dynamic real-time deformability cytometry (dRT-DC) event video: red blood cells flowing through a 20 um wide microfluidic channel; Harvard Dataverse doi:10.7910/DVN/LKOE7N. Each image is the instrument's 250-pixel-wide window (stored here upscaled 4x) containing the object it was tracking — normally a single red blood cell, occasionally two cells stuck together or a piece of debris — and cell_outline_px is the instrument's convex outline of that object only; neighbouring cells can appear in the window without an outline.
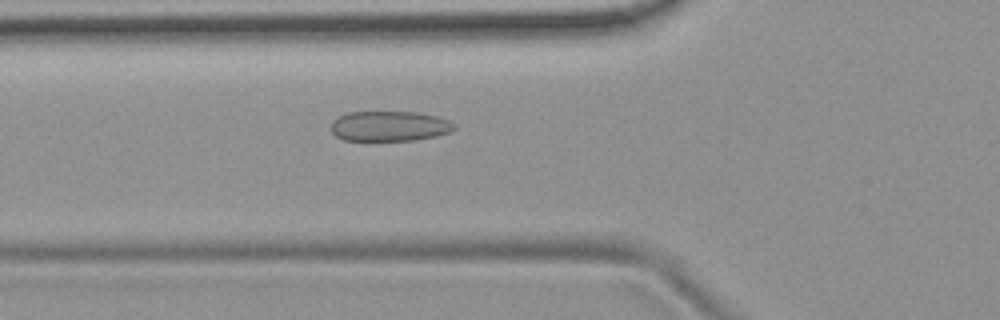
{"species": "common noctule bat (a hibernating species)", "species_latin": "Nyctalus noctula", "temperature_condition": "room temperature", "stored_images_in_passage": 38, "camera_frame_rate_fps": 3000, "um_per_image_px": 0.085, "animal": {"sex": "female", "body_mass_g": 19.9}, "frame": {"image": 1, "passage_image": 9, "time_ms": 2.667, "image_size_px": [1000, 320], "cell_outline_px": [[456, 128], [452, 132], [436, 136], [412, 140], [344, 140], [336, 136], [332, 132], [332, 120], [348, 112], [420, 112], [436, 116], [448, 120], [456, 124]], "centroid_in_image_um": [33.14, 10.71], "position_along_channel_um": 92.7, "area_um2": 21.68}}
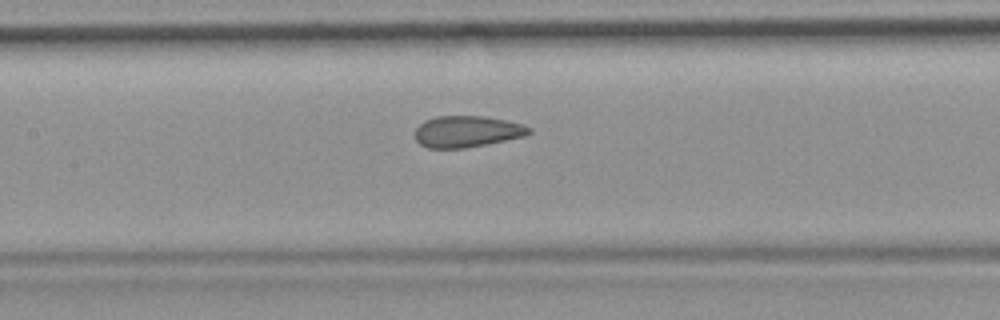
{"frame": {"image": 2, "passage_image": 15, "time_ms": 4.667, "image_size_px": [1000, 320], "cell_outline_px": [[532, 132], [524, 136], [464, 148], [428, 148], [420, 144], [416, 140], [416, 128], [424, 120], [436, 116], [484, 116], [508, 120], [524, 124], [532, 128]], "centroid_in_image_um": [39.71, 11.16], "position_along_channel_um": 167.7, "area_um2": 20.87}}
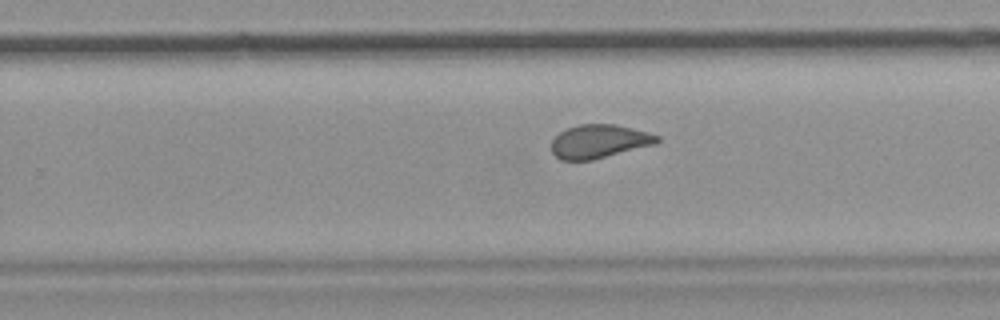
{"frame": {"image": 3, "passage_image": 24, "time_ms": 7.667, "image_size_px": [1000, 320], "cell_outline_px": [[660, 140], [656, 144], [592, 160], [560, 160], [552, 152], [552, 140], [560, 132], [568, 128], [580, 124], [616, 124], [648, 132], [660, 136]], "centroid_in_image_um": [50.95, 12.01], "position_along_channel_um": 278.9, "area_um2": 20.63}, "authors_computed_cell_mechanics": {"area_um2": 21.5305, "velocity_mm_per_s": 3.736, "shape_relaxation_time_tau1_ms": null, "shape_relaxation_time_tau2_ms": 0.997, "deformation_change_tau1": null, "deformation_change_tau2": 0.069}}